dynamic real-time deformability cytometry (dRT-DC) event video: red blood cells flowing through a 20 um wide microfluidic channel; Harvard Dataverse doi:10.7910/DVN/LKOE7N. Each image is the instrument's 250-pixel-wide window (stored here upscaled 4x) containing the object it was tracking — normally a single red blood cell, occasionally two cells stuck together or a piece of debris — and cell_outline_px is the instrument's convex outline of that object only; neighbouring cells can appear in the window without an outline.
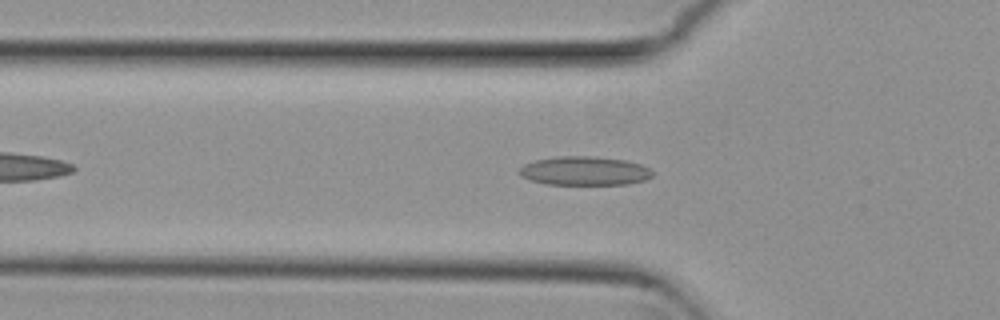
{"species": "common noctule bat (a hibernating species)", "species_latin": "Nyctalus noctula", "temperature_condition": "cold", "stored_images_in_passage": 19, "camera_frame_rate_fps": 3000, "um_per_image_px": 0.085, "animal": {"sex": "female", "body_mass_g": 29.2, "forearm_length_mm": 56.3}, "frame": {"image": 1, "passage_image": 9, "time_ms": 2.667, "image_size_px": [1000, 320], "cell_outline_px": [[652, 176], [644, 180], [628, 184], [544, 184], [520, 176], [516, 172], [524, 164], [536, 160], [556, 156], [592, 156], [624, 160], [640, 164], [648, 168], [652, 172]], "centroid_in_image_um": [49.64, 14.52], "position_along_channel_um": 76.2, "area_um2": 22.31}}
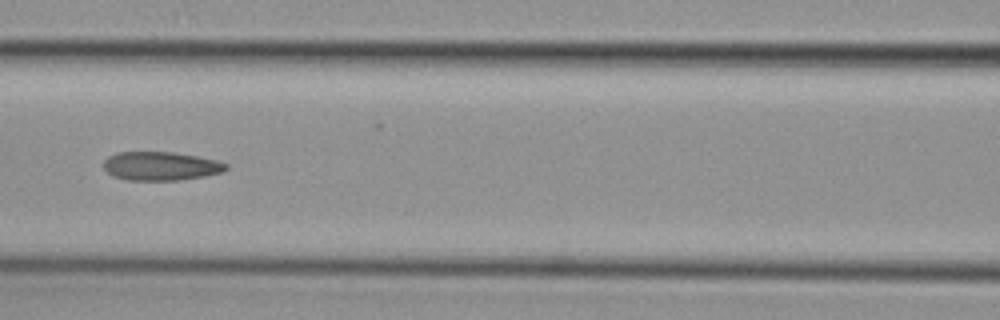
{"frame": {"image": 2, "passage_image": 15, "time_ms": 4.667, "image_size_px": [1000, 320], "cell_outline_px": [[228, 168], [224, 172], [204, 176], [176, 180], [128, 180], [112, 176], [104, 168], [104, 160], [108, 156], [116, 152], [172, 152], [196, 156], [216, 160], [228, 164]], "centroid_in_image_um": [13.66, 14.11], "position_along_channel_um": 152.9, "area_um2": 20.46}}
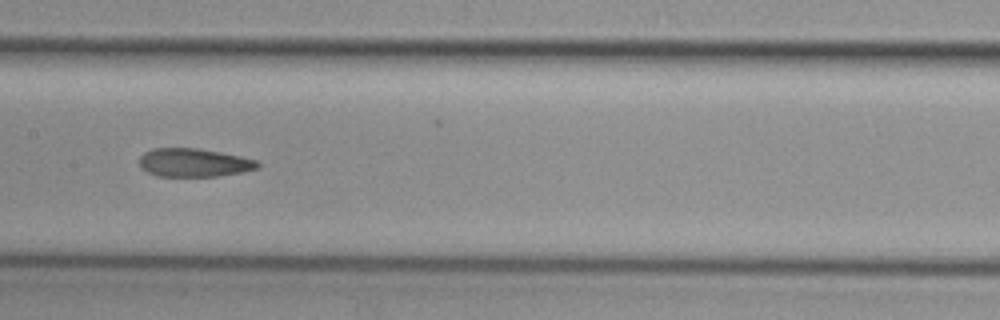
{"frame": {"image": 3, "passage_image": 18, "time_ms": 5.667, "image_size_px": [1000, 320], "cell_outline_px": [[260, 168], [240, 172], [216, 176], [156, 176], [140, 168], [140, 156], [144, 152], [152, 148], [200, 148], [260, 160]], "centroid_in_image_um": [16.49, 13.81], "position_along_channel_um": 190.9, "area_um2": 19.71}}